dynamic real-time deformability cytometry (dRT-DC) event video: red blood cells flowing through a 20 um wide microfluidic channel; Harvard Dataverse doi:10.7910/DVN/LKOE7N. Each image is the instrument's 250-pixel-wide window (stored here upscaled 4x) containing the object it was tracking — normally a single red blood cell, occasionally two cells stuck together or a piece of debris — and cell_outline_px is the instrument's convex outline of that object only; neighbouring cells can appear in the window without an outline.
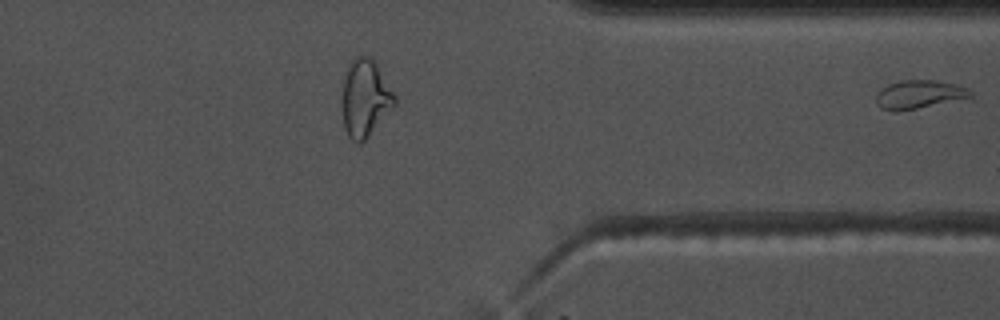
{"species": "common noctule bat (a hibernating species)", "species_latin": "Nyctalus noctula", "temperature_condition": "warm", "stored_images_in_passage": 36, "segment_of_instrument_passage": [2, 2], "camera_frame_rate_fps": 3000, "um_per_image_px": 0.085, "animal": {"sex": "male", "body_mass_g": 17.5, "forearm_length_mm": 52.3}, "frame": {"image": 1, "passage_image": 36, "time_ms": 11.667, "image_size_px": [1000, 320], "cell_outline_px": [[972, 96], [900, 112], [896, 112], [880, 108], [876, 104], [876, 92], [888, 84], [904, 80], [936, 80], [952, 84], [964, 88], [972, 92]], "centroid_in_image_um": [78.02, 8.04], "position_along_channel_um": 333.4, "area_um2": 15.37}}